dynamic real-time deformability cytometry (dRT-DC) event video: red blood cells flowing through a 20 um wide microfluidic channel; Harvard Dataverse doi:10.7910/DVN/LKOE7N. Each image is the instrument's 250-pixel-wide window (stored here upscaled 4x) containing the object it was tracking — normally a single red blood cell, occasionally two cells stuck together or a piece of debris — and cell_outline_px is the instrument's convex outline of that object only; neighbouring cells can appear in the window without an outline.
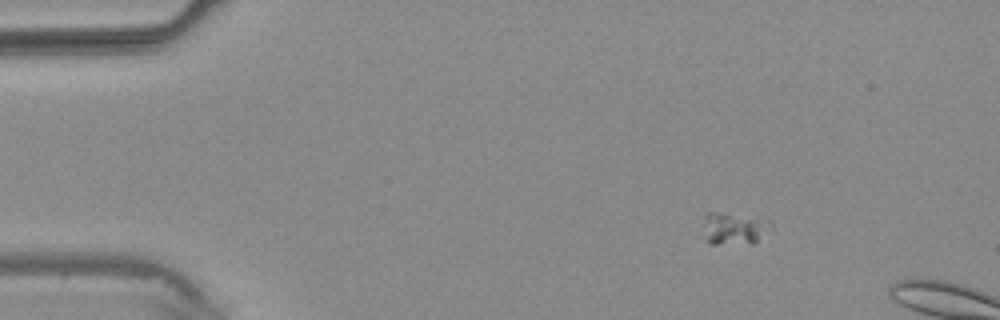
{"species": "common noctule bat (a hibernating species)", "species_latin": "Nyctalus noctula", "temperature_condition": "warm", "stored_images_in_passage": 5, "camera_frame_rate_fps": 3000, "um_per_image_px": 0.085, "animal": {"sex": "male", "body_mass_g": 20.4}, "frame": {"image": 1, "passage_image": 2, "time_ms": 1.333, "image_size_px": [1000, 320], "cell_outline_px": [[772, 224], [752, 244], [712, 244], [704, 240], [704, 216], [708, 212], [716, 212], [772, 220]], "centroid_in_image_um": [62.33, 19.43], "position_along_channel_um": 22.7, "area_um2": 12.48}}
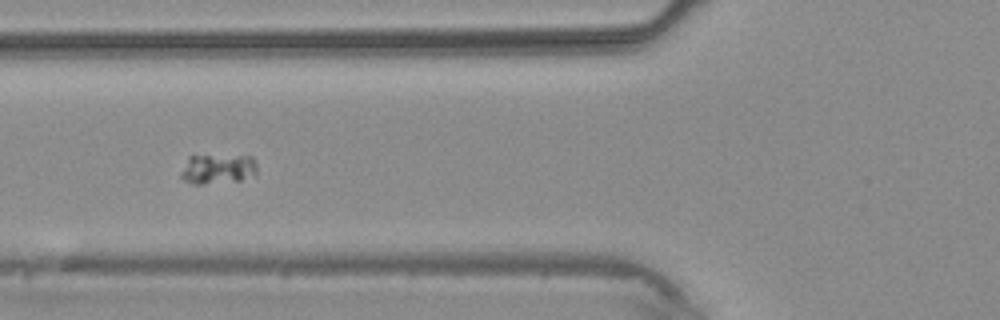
{"frame": {"image": 2, "passage_image": 5, "time_ms": 4.667, "image_size_px": [1000, 320], "cell_outline_px": [[256, 176], [240, 180], [200, 184], [192, 184], [184, 180], [180, 176], [180, 172], [188, 156], [252, 156], [256, 164]], "centroid_in_image_um": [18.5, 14.37], "position_along_channel_um": 107.3, "area_um2": 13.24}}